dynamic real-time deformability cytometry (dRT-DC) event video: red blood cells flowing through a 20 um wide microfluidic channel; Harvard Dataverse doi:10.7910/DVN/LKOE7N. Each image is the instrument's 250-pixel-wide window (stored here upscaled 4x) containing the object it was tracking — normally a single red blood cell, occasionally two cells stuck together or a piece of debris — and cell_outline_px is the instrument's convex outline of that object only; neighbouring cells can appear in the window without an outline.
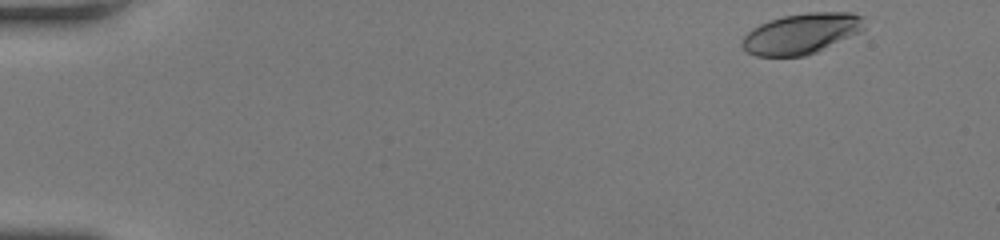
{"species": "human", "species_latin": "Homo sapiens", "temperature_condition": "room temperature", "stored_images_in_passage": 17, "camera_frame_rate_fps": 3000, "um_per_image_px": 0.085, "donor": {"sex": "female"}, "frame": {"image": 1, "passage_image": 1, "time_ms": 0.0, "image_size_px": [1000, 240], "cell_outline_px": [[868, 28], [860, 32], [816, 52], [804, 56], [756, 56], [748, 52], [740, 44], [740, 40], [752, 28], [768, 20], [784, 16], [808, 12], [852, 12], [864, 16]], "centroid_in_image_um": [68.16, 2.84], "position_along_channel_um": 16.8, "area_um2": 29.19}}
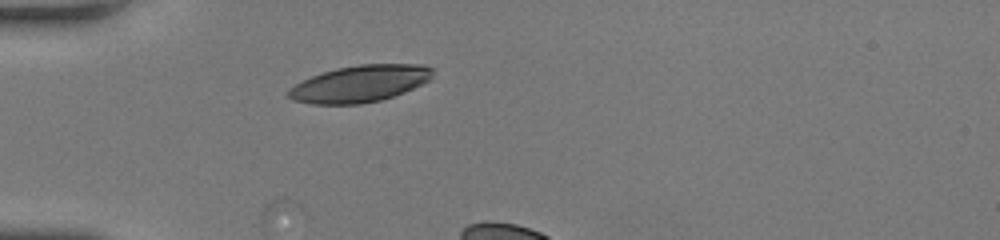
{"frame": {"image": 2, "passage_image": 13, "time_ms": 4.0, "image_size_px": [1000, 240], "cell_outline_px": [[436, 68], [432, 80], [404, 92], [380, 100], [360, 104], [312, 104], [292, 100], [284, 92], [288, 88], [312, 76], [336, 68], [360, 64], [424, 64]], "centroid_in_image_um": [30.63, 7.11], "position_along_channel_um": 54.4, "area_um2": 31.21}}